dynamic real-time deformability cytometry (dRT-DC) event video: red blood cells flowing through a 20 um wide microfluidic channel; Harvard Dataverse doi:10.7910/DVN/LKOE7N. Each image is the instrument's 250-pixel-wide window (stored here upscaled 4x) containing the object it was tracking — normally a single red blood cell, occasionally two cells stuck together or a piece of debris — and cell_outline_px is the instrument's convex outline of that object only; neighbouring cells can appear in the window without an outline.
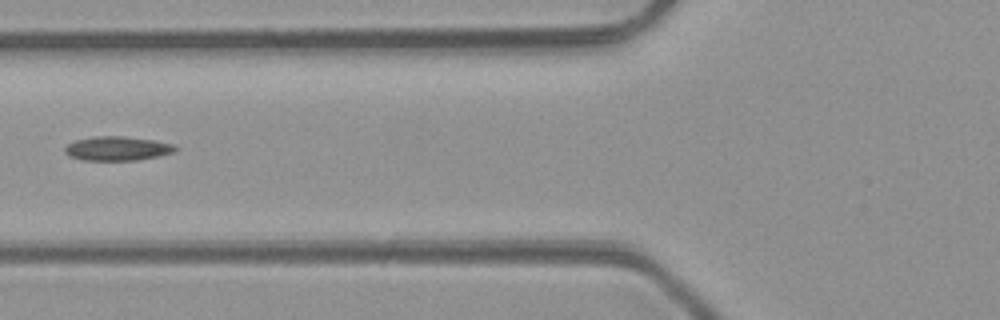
{"species": "common noctule bat (a hibernating species)", "species_latin": "Nyctalus noctula", "temperature_condition": "room temperature", "stored_images_in_passage": 6, "camera_frame_rate_fps": 3000, "um_per_image_px": 0.085, "animal": {"sex": "male", "body_mass_g": 23.1, "forearm_length_mm": 52.7}, "frame": {"image": 1, "passage_image": 6, "time_ms": 6.0, "image_size_px": [1000, 320], "cell_outline_px": [[176, 148], [172, 152], [160, 156], [136, 160], [84, 160], [68, 156], [64, 152], [64, 148], [68, 144], [76, 140], [92, 136], [124, 136], [152, 140], [172, 144]], "centroid_in_image_um": [9.92, 12.62], "position_along_channel_um": 115.9, "area_um2": 15.43}}